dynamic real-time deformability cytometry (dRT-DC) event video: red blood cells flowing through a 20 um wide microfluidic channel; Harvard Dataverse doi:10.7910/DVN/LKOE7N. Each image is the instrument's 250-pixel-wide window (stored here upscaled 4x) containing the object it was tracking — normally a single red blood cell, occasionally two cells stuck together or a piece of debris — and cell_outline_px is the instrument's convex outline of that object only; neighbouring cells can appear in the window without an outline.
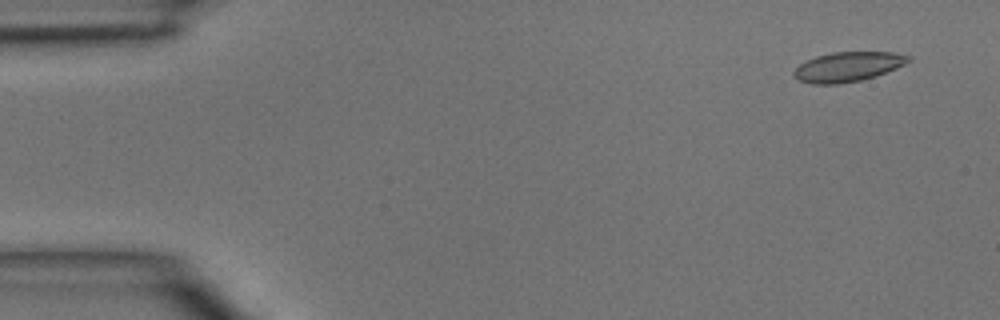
{"species": "common noctule bat (a hibernating species)", "species_latin": "Nyctalus noctula", "temperature_condition": "room temperature", "stored_images_in_passage": 4, "camera_frame_rate_fps": 3000, "um_per_image_px": 0.085, "animal": {"sex": "male", "body_mass_g": 15.6}, "frame": {"image": 1, "passage_image": 1, "time_ms": 0.0, "image_size_px": [1000, 320], "cell_outline_px": [[912, 60], [896, 68], [876, 76], [860, 80], [840, 84], [812, 84], [800, 80], [792, 72], [800, 64], [816, 56], [832, 52], [892, 52], [912, 56]], "centroid_in_image_um": [72.1, 5.67], "position_along_channel_um": 12.9, "area_um2": 19.71}}